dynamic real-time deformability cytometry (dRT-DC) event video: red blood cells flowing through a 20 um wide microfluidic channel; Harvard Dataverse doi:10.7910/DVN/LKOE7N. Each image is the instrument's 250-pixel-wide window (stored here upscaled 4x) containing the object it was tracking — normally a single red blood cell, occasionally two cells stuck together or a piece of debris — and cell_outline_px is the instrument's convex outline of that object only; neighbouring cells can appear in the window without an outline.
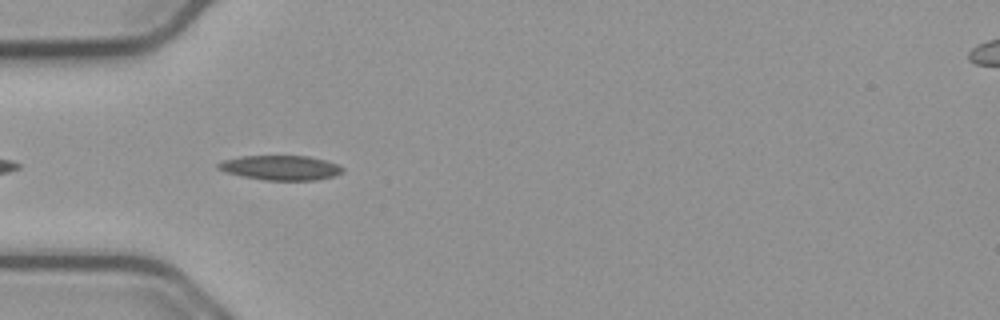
{"species": "common noctule bat (a hibernating species)", "species_latin": "Nyctalus noctula", "temperature_condition": "cold", "stored_images_in_passage": 8, "camera_frame_rate_fps": 3000, "um_per_image_px": 0.085, "animal": {"sex": "male", "body_mass_g": 23.1, "forearm_length_mm": 52.7}, "frame": {"image": 1, "passage_image": 4, "time_ms": 1.0, "image_size_px": [1000, 320], "cell_outline_px": [[344, 172], [336, 176], [316, 180], [264, 180], [224, 172], [216, 168], [216, 164], [224, 160], [240, 156], [308, 156], [324, 160], [336, 164], [344, 168]], "centroid_in_image_um": [23.85, 14.26], "position_along_channel_um": 61.1, "area_um2": 17.92}}